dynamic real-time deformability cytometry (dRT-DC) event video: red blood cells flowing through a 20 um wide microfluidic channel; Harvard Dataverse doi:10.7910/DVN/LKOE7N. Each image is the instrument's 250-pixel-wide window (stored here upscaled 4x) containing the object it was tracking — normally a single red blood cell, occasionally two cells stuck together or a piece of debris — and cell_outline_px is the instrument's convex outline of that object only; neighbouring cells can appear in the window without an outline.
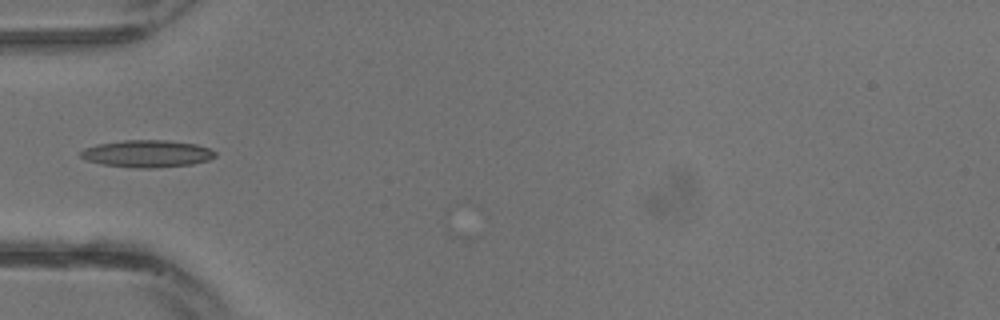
{"species": "common noctule bat (a hibernating species)", "species_latin": "Nyctalus noctula", "temperature_condition": "warm", "stored_images_in_passage": 13, "camera_frame_rate_fps": 3000, "um_per_image_px": 0.085, "animal": {"sex": "male", "body_mass_g": 13.3}, "frame": {"image": 1, "passage_image": 10, "time_ms": 3.0, "image_size_px": [1000, 320], "cell_outline_px": [[216, 156], [208, 160], [192, 164], [156, 168], [136, 168], [104, 164], [88, 160], [80, 156], [80, 152], [84, 148], [96, 144], [124, 140], [164, 140], [196, 144], [208, 148], [216, 152]], "centroid_in_image_um": [12.51, 13.06], "position_along_channel_um": 72.5, "area_um2": 21.21}}
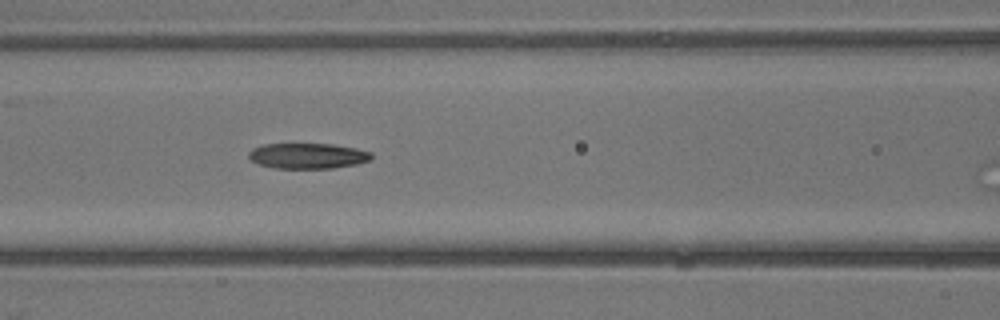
{"frame": {"image": 2, "passage_image": 13, "time_ms": 4.0, "image_size_px": [1000, 320], "cell_outline_px": [[372, 156], [368, 160], [356, 164], [332, 168], [276, 168], [260, 164], [252, 160], [248, 156], [248, 152], [252, 148], [264, 144], [332, 144], [356, 148], [372, 152]], "centroid_in_image_um": [26.15, 13.24], "position_along_channel_um": 140.5, "area_um2": 18.09}}